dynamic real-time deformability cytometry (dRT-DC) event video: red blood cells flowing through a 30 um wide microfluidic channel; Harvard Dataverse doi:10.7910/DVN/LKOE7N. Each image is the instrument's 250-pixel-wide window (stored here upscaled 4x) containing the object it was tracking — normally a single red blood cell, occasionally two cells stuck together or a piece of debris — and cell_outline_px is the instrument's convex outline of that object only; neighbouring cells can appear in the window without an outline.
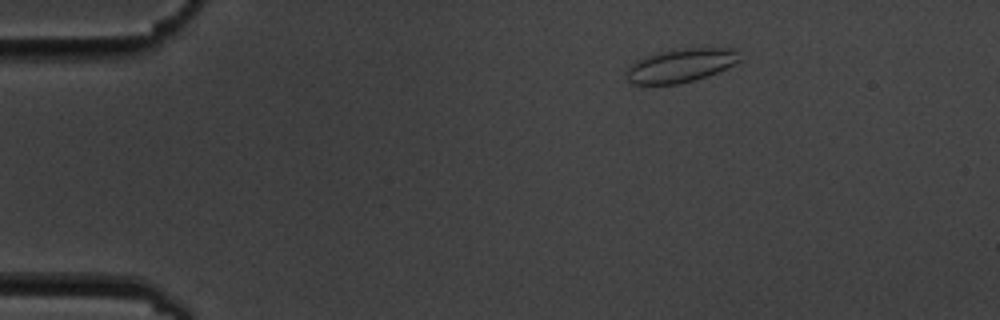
{"species": "common noctule bat (a hibernating species)", "species_latin": "Nyctalus noctula", "temperature_condition": "cold", "stored_images_in_passage": 4, "camera_frame_rate_fps": 3000, "um_per_image_px": 0.085, "animal": {"sex": "male", "body_mass_g": 19.5, "forearm_length_mm": 54.6}, "frame": {"image": 1, "passage_image": 1, "time_ms": 0.0, "image_size_px": [1000, 320], "cell_outline_px": [[740, 60], [716, 72], [696, 80], [680, 84], [632, 84], [628, 80], [628, 68], [636, 60], [644, 56], [684, 48], [736, 48]], "centroid_in_image_um": [57.86, 5.57], "position_along_channel_um": 27.1, "area_um2": 21.73}}